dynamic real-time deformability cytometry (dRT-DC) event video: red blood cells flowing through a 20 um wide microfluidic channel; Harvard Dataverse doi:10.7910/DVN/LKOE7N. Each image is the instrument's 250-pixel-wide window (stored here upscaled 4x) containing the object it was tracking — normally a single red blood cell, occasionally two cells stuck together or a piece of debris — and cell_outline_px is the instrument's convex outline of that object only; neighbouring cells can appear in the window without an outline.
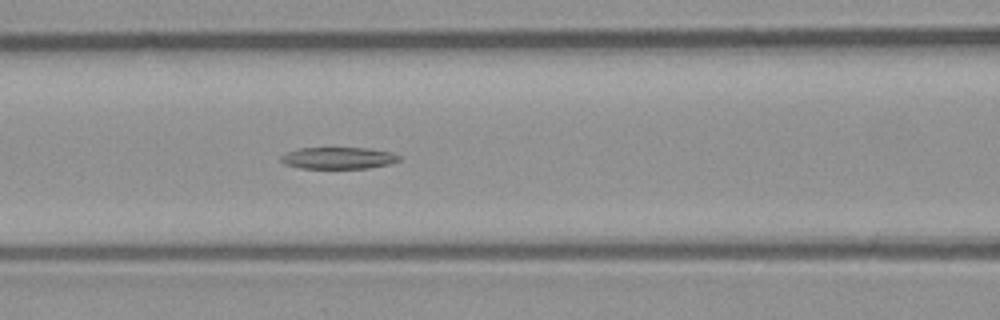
{"species": "common noctule bat (a hibernating species)", "species_latin": "Nyctalus noctula", "temperature_condition": "room temperature", "stored_images_in_passage": 52, "segment_of_instrument_passage": [1, 2], "camera_frame_rate_fps": 3000, "um_per_image_px": 0.085, "animal": {"sex": "male", "body_mass_g": 23.1, "forearm_length_mm": 52.7}, "frame": {"image": 1, "passage_image": 22, "time_ms": 7.0, "image_size_px": [1000, 320], "cell_outline_px": [[404, 156], [400, 160], [388, 164], [368, 168], [300, 168], [284, 164], [280, 160], [280, 156], [288, 152], [300, 148], [368, 148], [392, 152]], "centroid_in_image_um": [28.79, 13.43], "position_along_channel_um": 137.8, "area_um2": 15.03}}
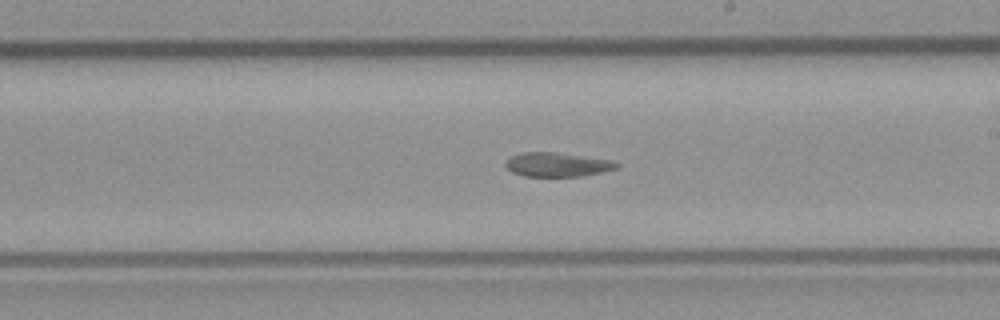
{"frame": {"image": 2, "passage_image": 30, "time_ms": 9.667, "image_size_px": [1000, 320], "cell_outline_px": [[620, 164], [616, 168], [584, 176], [524, 176], [512, 172], [504, 164], [504, 160], [512, 156], [524, 152], [556, 152], [612, 160]], "centroid_in_image_um": [47.34, 13.98], "position_along_channel_um": 241.7, "area_um2": 15.55}}
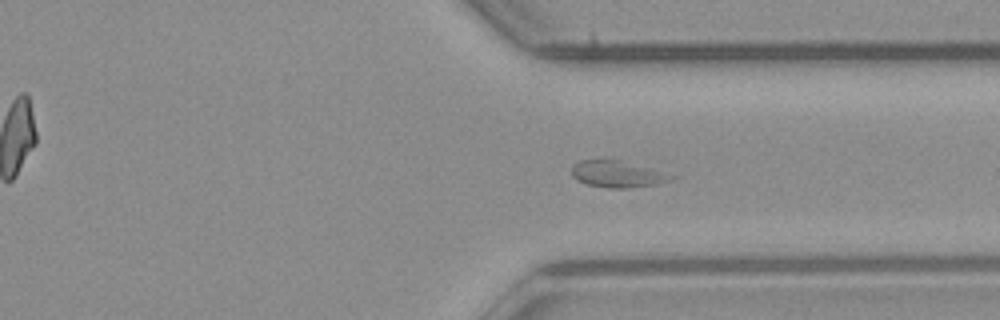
{"frame": {"image": 3, "passage_image": 39, "time_ms": 12.667, "image_size_px": [1000, 320], "cell_outline_px": [[676, 176], [672, 180], [656, 184], [628, 188], [608, 188], [584, 184], [576, 180], [572, 176], [572, 164], [580, 160], [620, 160]], "centroid_in_image_um": [52.41, 14.81], "position_along_channel_um": 359.0, "area_um2": 15.32}}